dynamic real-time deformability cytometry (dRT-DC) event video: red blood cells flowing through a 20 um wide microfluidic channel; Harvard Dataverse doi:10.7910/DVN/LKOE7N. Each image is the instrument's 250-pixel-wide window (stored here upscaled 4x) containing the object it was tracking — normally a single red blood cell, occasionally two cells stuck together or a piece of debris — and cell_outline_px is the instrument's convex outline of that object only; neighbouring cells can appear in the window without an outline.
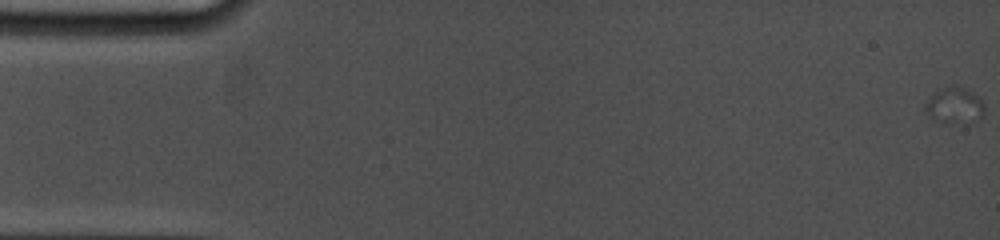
{"species": "common noctule bat (a hibernating species)", "species_latin": "Nyctalus noctula", "temperature_condition": "cold", "stored_images_in_passage": 17, "camera_frame_rate_fps": 5000, "um_per_image_px": 0.085, "animal": {"sex": "female", "body_mass_g": 19.0, "forearm_length_mm": 53.3}, "frame": {"image": 1, "passage_image": 1, "time_ms": 0.0, "image_size_px": [1000, 240], "cell_outline_px": [[984, 116], [976, 120], [948, 124], [944, 124], [928, 116], [924, 108], [924, 104], [940, 88], [964, 88], [980, 96], [984, 104]], "centroid_in_image_um": [81.15, 9.01], "position_along_channel_um": 3.9, "area_um2": 12.31}}